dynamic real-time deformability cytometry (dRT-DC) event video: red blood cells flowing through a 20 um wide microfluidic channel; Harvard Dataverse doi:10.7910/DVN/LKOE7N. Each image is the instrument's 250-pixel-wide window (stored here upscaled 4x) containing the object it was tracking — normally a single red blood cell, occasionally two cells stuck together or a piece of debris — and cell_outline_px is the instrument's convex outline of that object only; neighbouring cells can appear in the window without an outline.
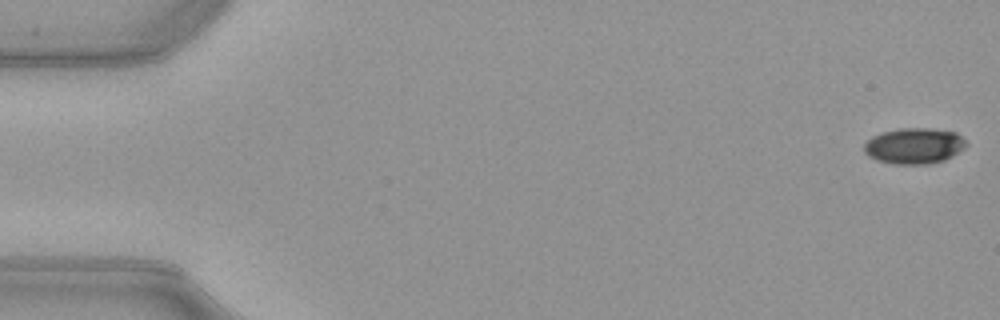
{"species": "common noctule bat (a hibernating species)", "species_latin": "Nyctalus noctula", "temperature_condition": "warm", "stored_images_in_passage": 52, "camera_frame_rate_fps": 3000, "um_per_image_px": 0.085, "animal": {"sex": "female", "body_mass_g": 21.9}, "frame": {"image": 1, "passage_image": 1, "time_ms": 0.0, "image_size_px": [1000, 320], "cell_outline_px": [[968, 144], [964, 148], [952, 156], [944, 160], [928, 164], [892, 164], [876, 160], [868, 156], [864, 152], [864, 144], [872, 136], [884, 132], [900, 128], [932, 128], [956, 132]], "centroid_in_image_um": [77.7, 12.4], "position_along_channel_um": 7.3, "area_um2": 21.39}}
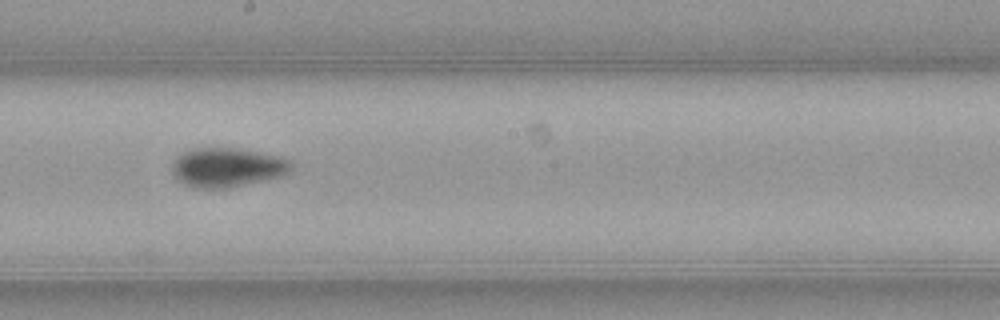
{"frame": {"image": 2, "passage_image": 29, "time_ms": 9.333, "image_size_px": [1000, 320], "cell_outline_px": [[292, 168], [288, 172], [280, 176], [264, 180], [228, 188], [192, 188], [176, 180], [172, 176], [172, 164], [176, 156], [184, 152], [196, 148], [232, 148], [256, 152], [276, 156], [288, 160], [292, 164]], "centroid_in_image_um": [19.23, 14.25], "position_along_channel_um": 229.0, "area_um2": 27.05}}
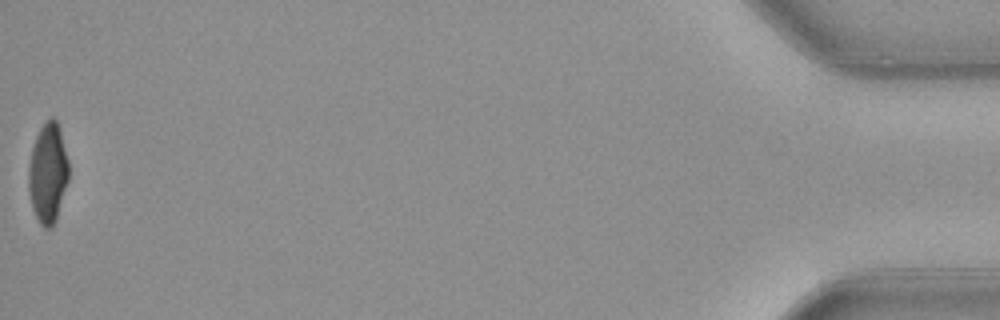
{"frame": {"image": 3, "passage_image": 52, "time_ms": 17.0, "image_size_px": [1000, 320], "cell_outline_px": [[68, 180], [56, 220], [52, 228], [44, 228], [40, 224], [32, 208], [28, 188], [28, 168], [32, 148], [36, 136], [40, 128], [52, 116], [56, 120], [60, 128], [68, 160]], "centroid_in_image_um": [4.07, 14.73], "position_along_channel_um": 431.1, "area_um2": 23.35}, "authors_computed_cell_mechanics": {"area_um2": 24.6517, "velocity_mm_per_s": 3.9951, "shape_relaxation_time_tau1_ms": 3.5795, "shape_relaxation_time_tau2_ms": 1.9959, "deformation_change_tau1": 0.1508, "deformation_change_tau2": 0.0504}}